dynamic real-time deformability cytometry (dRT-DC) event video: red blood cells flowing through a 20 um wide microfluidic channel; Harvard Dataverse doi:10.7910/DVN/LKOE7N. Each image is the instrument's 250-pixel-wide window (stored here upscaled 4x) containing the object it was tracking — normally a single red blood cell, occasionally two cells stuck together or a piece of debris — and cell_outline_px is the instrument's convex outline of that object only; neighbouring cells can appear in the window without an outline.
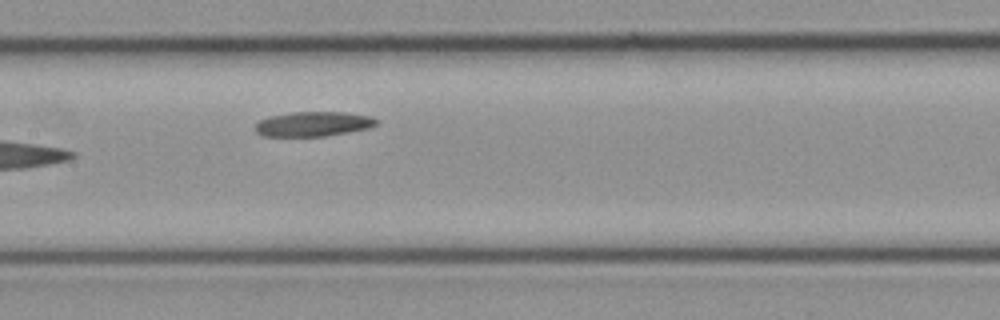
{"species": "common noctule bat (a hibernating species)", "species_latin": "Nyctalus noctula", "temperature_condition": "cold", "stored_images_in_passage": 14, "camera_frame_rate_fps": 3000, "um_per_image_px": 0.085, "animal": {"sex": "female", "body_mass_g": 21.9}, "frame": {"image": 1, "passage_image": 14, "time_ms": 4.333, "image_size_px": [1000, 320], "cell_outline_px": [[376, 124], [372, 128], [324, 136], [264, 136], [256, 132], [256, 124], [260, 120], [268, 116], [288, 112], [344, 112], [372, 116], [376, 120]], "centroid_in_image_um": [26.63, 10.53], "position_along_channel_um": 180.8, "area_um2": 17.51}}